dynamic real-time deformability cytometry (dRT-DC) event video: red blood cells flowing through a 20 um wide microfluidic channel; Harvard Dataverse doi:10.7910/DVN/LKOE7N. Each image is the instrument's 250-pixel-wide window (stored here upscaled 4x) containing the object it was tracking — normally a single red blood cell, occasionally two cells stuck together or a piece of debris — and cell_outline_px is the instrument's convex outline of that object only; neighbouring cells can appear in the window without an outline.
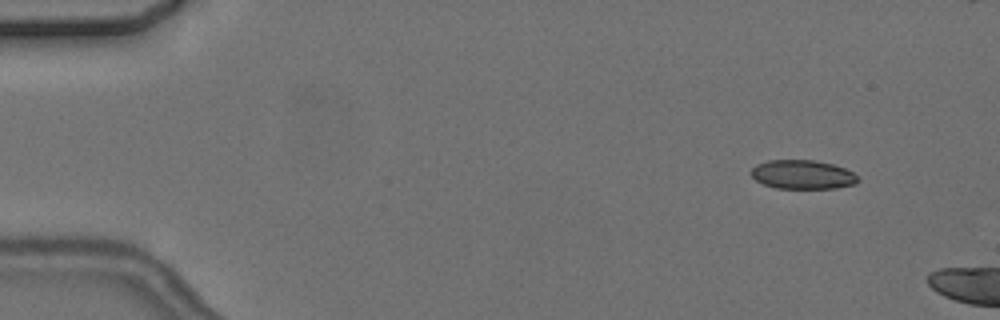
{"species": "common noctule bat (a hibernating species)", "species_latin": "Nyctalus noctula", "temperature_condition": "cold", "stored_images_in_passage": 3, "camera_frame_rate_fps": 3000, "um_per_image_px": 0.085, "animal": {"sex": "female", "body_mass_g": 24.6, "forearm_length_mm": 56.2}, "frame": {"image": 1, "passage_image": 1, "time_ms": 0.0, "image_size_px": [1000, 320], "cell_outline_px": [[860, 180], [856, 184], [836, 188], [776, 188], [764, 184], [756, 180], [752, 176], [752, 168], [756, 164], [768, 160], [812, 160], [832, 164], [844, 168], [852, 172]], "centroid_in_image_um": [68.22, 14.84], "position_along_channel_um": 16.8, "area_um2": 17.92}}